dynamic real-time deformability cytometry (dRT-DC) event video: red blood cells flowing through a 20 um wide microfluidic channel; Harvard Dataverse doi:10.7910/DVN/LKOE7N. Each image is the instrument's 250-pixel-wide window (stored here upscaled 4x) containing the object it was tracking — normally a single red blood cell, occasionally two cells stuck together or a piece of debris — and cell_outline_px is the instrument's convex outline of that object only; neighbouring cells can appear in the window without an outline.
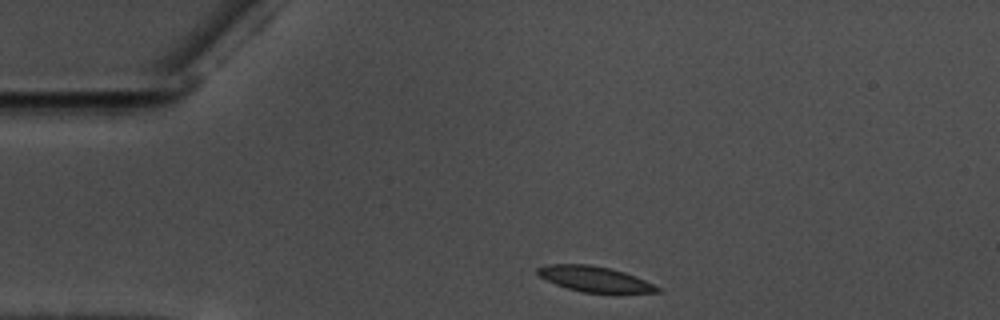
{"species": "common noctule bat (a hibernating species)", "species_latin": "Nyctalus noctula", "temperature_condition": "warm", "stored_images_in_passage": 36, "camera_frame_rate_fps": 3000, "um_per_image_px": 0.085, "animal": {"sex": "male", "body_mass_g": 17.5, "forearm_length_mm": 52.3}, "frame": {"image": 1, "passage_image": 1, "time_ms": 0.0, "image_size_px": [1000, 320], "cell_outline_px": [[664, 292], [580, 292], [556, 284], [540, 276], [536, 272], [536, 268], [548, 264], [592, 264], [612, 268], [636, 276], [660, 288]], "centroid_in_image_um": [50.53, 23.69], "position_along_channel_um": 34.5, "area_um2": 17.57}}
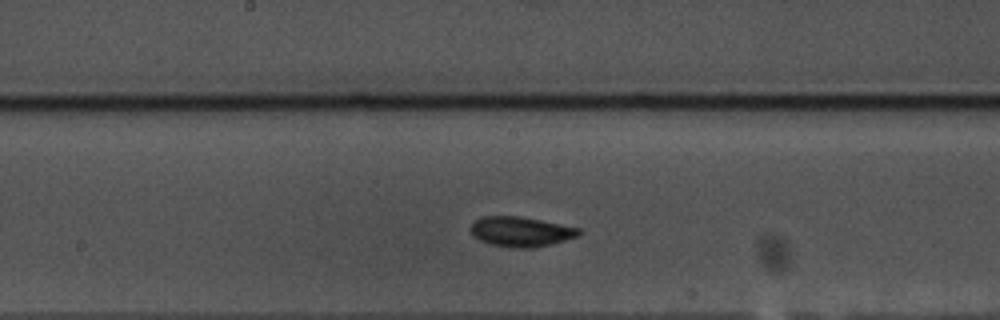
{"frame": {"image": 2, "passage_image": 19, "time_ms": 6.0, "image_size_px": [1000, 320], "cell_outline_px": [[580, 232], [576, 236], [552, 244], [532, 248], [508, 248], [492, 244], [480, 240], [472, 232], [472, 224], [480, 216], [520, 216], [580, 228]], "centroid_in_image_um": [44.27, 19.69], "position_along_channel_um": 203.9, "area_um2": 18.61}}
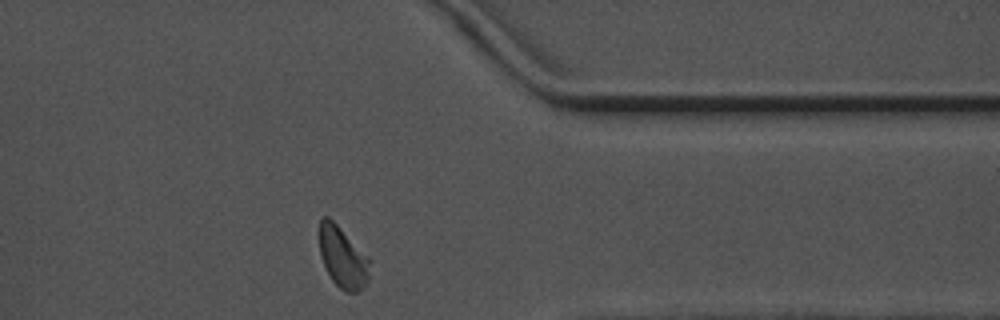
{"frame": {"image": 3, "passage_image": 35, "time_ms": 11.333, "image_size_px": [1000, 320], "cell_outline_px": [[372, 260], [368, 280], [356, 292], [344, 292], [332, 280], [320, 256], [316, 232], [320, 220], [324, 216], [328, 216]], "centroid_in_image_um": [29.09, 21.83], "position_along_channel_um": 382.3, "area_um2": 18.26}, "authors_computed_cell_mechanics": {"area_um2": 18.2359, "velocity_mm_per_s": 3.5463, "shape_relaxation_time_tau1_ms": 2.3918, "shape_relaxation_time_tau2_ms": 2.9467, "deformation_change_tau1": 0.1064, "deformation_change_tau2": 0.0713}}